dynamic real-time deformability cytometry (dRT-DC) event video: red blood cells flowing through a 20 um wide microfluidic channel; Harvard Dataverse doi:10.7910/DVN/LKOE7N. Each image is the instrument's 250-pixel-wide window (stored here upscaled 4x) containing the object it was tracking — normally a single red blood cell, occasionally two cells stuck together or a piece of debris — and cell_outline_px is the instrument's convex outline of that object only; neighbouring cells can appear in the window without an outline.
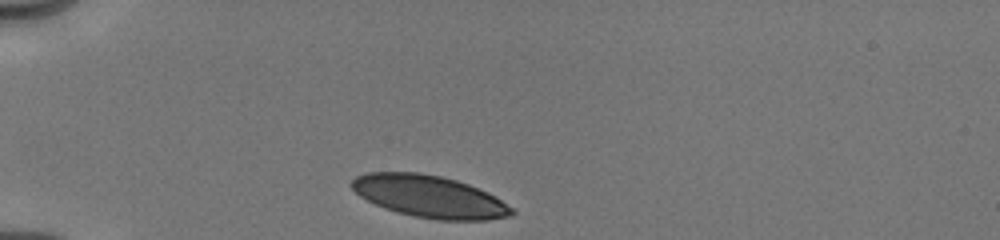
{"species": "human", "species_latin": "Homo sapiens", "temperature_condition": "cold", "stored_images_in_passage": 43, "camera_frame_rate_fps": 3000, "um_per_image_px": 0.085, "donor": {"sex": "male"}, "frame": {"image": 1, "passage_image": 1, "time_ms": 0.0, "image_size_px": [1000, 240], "cell_outline_px": [[516, 212], [512, 216], [488, 220], [436, 220], [396, 212], [384, 208], [360, 196], [348, 184], [356, 176], [368, 172], [420, 172], [440, 176], [456, 180], [468, 184], [488, 192], [512, 208]], "centroid_in_image_um": [36.5, 16.7], "position_along_channel_um": 48.5, "area_um2": 39.25}}
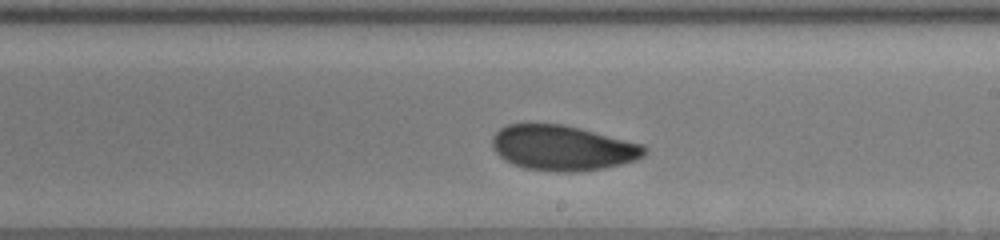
{"frame": {"image": 2, "passage_image": 24, "time_ms": 5.667, "image_size_px": [1000, 240], "cell_outline_px": [[648, 152], [644, 156], [636, 160], [620, 164], [600, 168], [576, 172], [556, 172], [524, 168], [512, 164], [504, 160], [492, 148], [492, 136], [500, 128], [508, 124], [564, 124], [644, 144], [648, 148]], "centroid_in_image_um": [47.83, 12.57], "position_along_channel_um": 241.2, "area_um2": 40.29}}
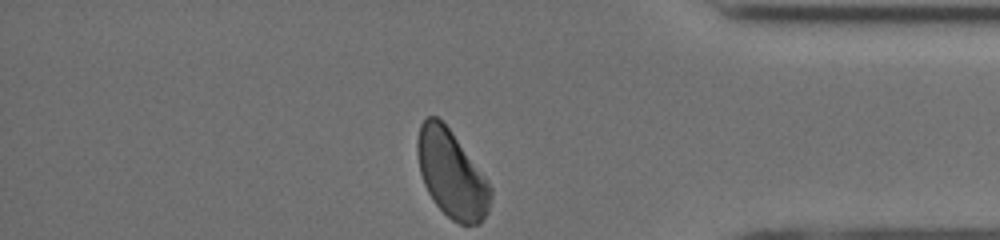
{"frame": {"image": 3, "passage_image": 43, "time_ms": 10.0, "image_size_px": [1000, 240], "cell_outline_px": [[492, 196], [488, 212], [480, 224], [460, 224], [452, 220], [436, 204], [428, 192], [424, 184], [420, 172], [416, 152], [416, 140], [420, 124], [428, 116], [436, 116], [448, 128], [492, 188]], "centroid_in_image_um": [38.36, 14.82], "position_along_channel_um": 396.8, "area_um2": 36.65}, "authors_computed_cell_mechanics": {"area_um2": 39.8242, "velocity_mm_per_s": 3.9819, "shape_relaxation_time_tau1_ms": 2.5838, "shape_relaxation_time_tau2_ms": 2.0167, "deformation_change_tau1": 0.0954, "deformation_change_tau2": 0.0557}}